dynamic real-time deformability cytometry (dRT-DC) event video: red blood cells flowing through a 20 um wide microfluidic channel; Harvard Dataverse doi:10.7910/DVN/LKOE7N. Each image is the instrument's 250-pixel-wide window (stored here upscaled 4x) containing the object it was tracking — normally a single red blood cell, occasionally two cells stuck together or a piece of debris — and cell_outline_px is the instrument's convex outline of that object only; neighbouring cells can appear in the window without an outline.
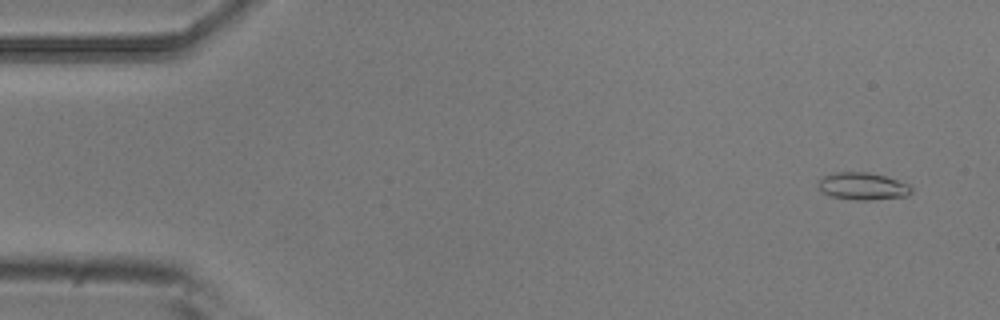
{"species": "common noctule bat (a hibernating species)", "species_latin": "Nyctalus noctula", "temperature_condition": "room temperature", "stored_images_in_passage": 8, "camera_frame_rate_fps": 3000, "um_per_image_px": 0.085, "animal": {"sex": "male", "body_mass_g": 20.5, "forearm_length_mm": 52.5}, "frame": {"image": 1, "passage_image": 1, "time_ms": 0.0, "image_size_px": [1000, 320], "cell_outline_px": [[912, 192], [908, 196], [872, 200], [856, 200], [832, 196], [824, 192], [820, 188], [820, 180], [824, 176], [836, 172], [868, 172], [884, 176], [908, 184], [912, 188]], "centroid_in_image_um": [73.38, 15.83], "position_along_channel_um": 11.6, "area_um2": 14.57}}
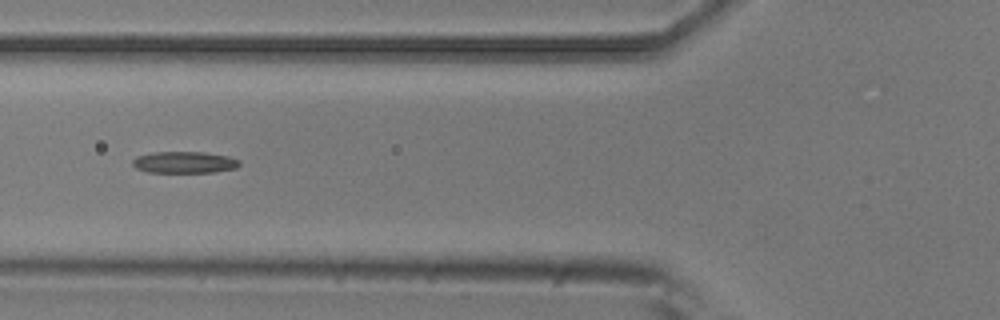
{"frame": {"image": 2, "passage_image": 6, "time_ms": 1.667, "image_size_px": [1000, 320], "cell_outline_px": [[240, 164], [236, 168], [216, 172], [148, 172], [136, 168], [132, 164], [132, 160], [136, 156], [152, 152], [204, 152], [228, 156], [240, 160]], "centroid_in_image_um": [15.67, 13.79], "position_along_channel_um": 110.1, "area_um2": 13.53}}
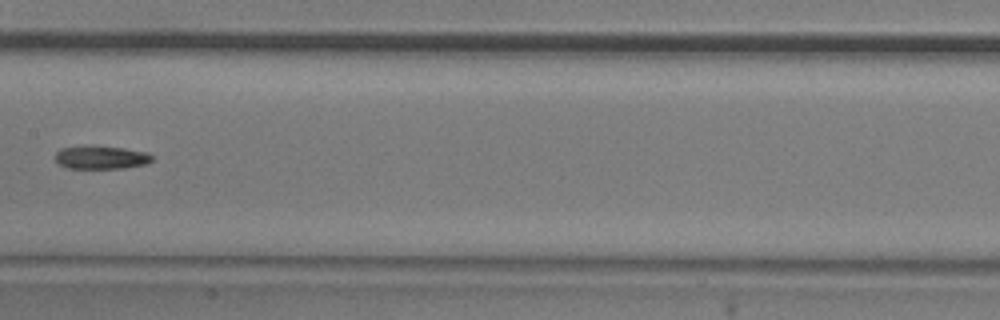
{"frame": {"image": 3, "passage_image": 8, "time_ms": 2.333, "image_size_px": [1000, 320], "cell_outline_px": [[152, 160], [148, 164], [124, 168], [68, 168], [60, 164], [56, 160], [56, 152], [60, 148], [92, 144], [124, 148], [148, 152], [152, 156]], "centroid_in_image_um": [8.61, 13.35], "position_along_channel_um": 198.8, "area_um2": 13.41}}